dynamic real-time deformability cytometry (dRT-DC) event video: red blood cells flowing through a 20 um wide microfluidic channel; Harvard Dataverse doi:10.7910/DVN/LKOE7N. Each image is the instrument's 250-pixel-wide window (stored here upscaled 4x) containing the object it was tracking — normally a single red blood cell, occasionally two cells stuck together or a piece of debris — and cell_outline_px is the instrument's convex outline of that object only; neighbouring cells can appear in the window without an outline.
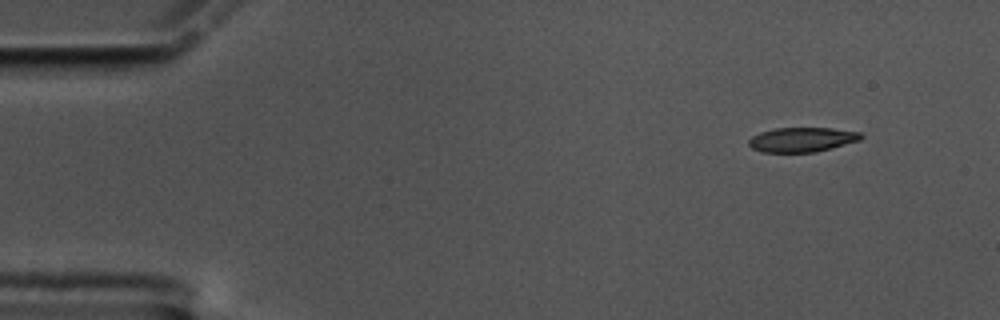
{"species": "common noctule bat (a hibernating species)", "species_latin": "Nyctalus noctula", "temperature_condition": "cold", "stored_images_in_passage": 54, "camera_frame_rate_fps": 3000, "um_per_image_px": 0.085, "animal": {"sex": "male", "body_mass_g": 17.5, "forearm_length_mm": 52.3}, "frame": {"image": 1, "passage_image": 1, "time_ms": 0.0, "image_size_px": [1000, 320], "cell_outline_px": [[864, 136], [860, 140], [832, 148], [816, 152], [764, 152], [752, 148], [748, 144], [748, 140], [752, 136], [760, 132], [776, 128], [832, 128], [860, 132]], "centroid_in_image_um": [68.18, 11.86], "position_along_channel_um": 16.8, "area_um2": 16.07}}
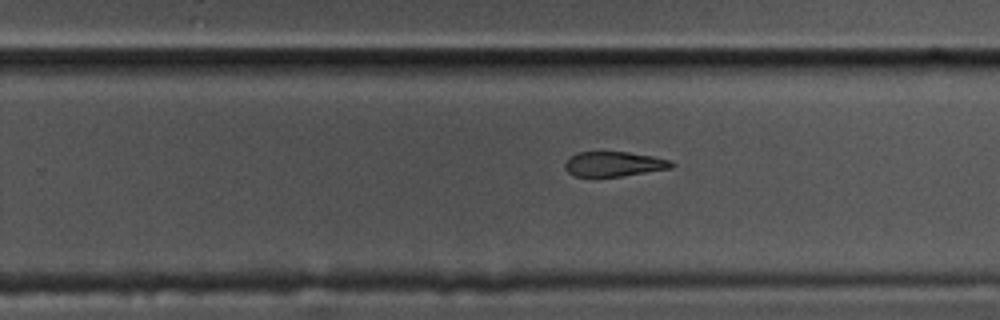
{"frame": {"image": 2, "passage_image": 32, "time_ms": 10.333, "image_size_px": [1000, 320], "cell_outline_px": [[676, 164], [672, 168], [620, 176], [572, 176], [564, 168], [564, 164], [576, 152], [628, 152], [652, 156], [672, 160]], "centroid_in_image_um": [52.2, 13.94], "position_along_channel_um": 277.6, "area_um2": 15.37}}
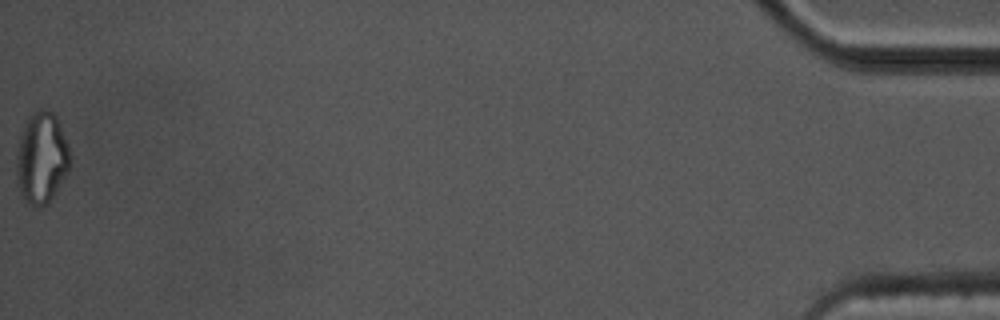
{"frame": {"image": 3, "passage_image": 54, "time_ms": 17.667, "image_size_px": [1000, 320], "cell_outline_px": [[72, 156], [68, 172], [52, 196], [44, 204], [32, 208], [20, 196], [16, 184], [16, 156], [20, 136], [24, 124], [28, 116], [36, 108], [48, 108], [56, 116], [68, 144]], "centroid_in_image_um": [3.51, 13.4], "position_along_channel_um": 431.7, "area_um2": 29.07}}